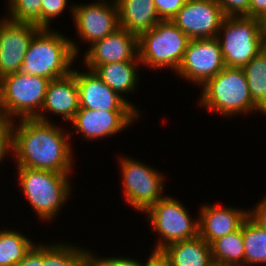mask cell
<instances>
[{
  "instance_id": "6da1fadb",
  "label": "cell",
  "mask_w": 266,
  "mask_h": 266,
  "mask_svg": "<svg viewBox=\"0 0 266 266\" xmlns=\"http://www.w3.org/2000/svg\"><path fill=\"white\" fill-rule=\"evenodd\" d=\"M18 125L16 128L13 124V154L17 167L71 174L73 150L68 141L69 133L65 134L63 128L54 123L36 119H21Z\"/></svg>"
},
{
  "instance_id": "7a4b0ae2",
  "label": "cell",
  "mask_w": 266,
  "mask_h": 266,
  "mask_svg": "<svg viewBox=\"0 0 266 266\" xmlns=\"http://www.w3.org/2000/svg\"><path fill=\"white\" fill-rule=\"evenodd\" d=\"M77 45L63 34L40 28L29 43L20 72L53 80L69 74Z\"/></svg>"
},
{
  "instance_id": "52a82bcc",
  "label": "cell",
  "mask_w": 266,
  "mask_h": 266,
  "mask_svg": "<svg viewBox=\"0 0 266 266\" xmlns=\"http://www.w3.org/2000/svg\"><path fill=\"white\" fill-rule=\"evenodd\" d=\"M191 39L171 20H161L138 37L140 64L150 68H179Z\"/></svg>"
},
{
  "instance_id": "e575fe53",
  "label": "cell",
  "mask_w": 266,
  "mask_h": 266,
  "mask_svg": "<svg viewBox=\"0 0 266 266\" xmlns=\"http://www.w3.org/2000/svg\"><path fill=\"white\" fill-rule=\"evenodd\" d=\"M266 13V0H250L249 17L261 19Z\"/></svg>"
},
{
  "instance_id": "8992f818",
  "label": "cell",
  "mask_w": 266,
  "mask_h": 266,
  "mask_svg": "<svg viewBox=\"0 0 266 266\" xmlns=\"http://www.w3.org/2000/svg\"><path fill=\"white\" fill-rule=\"evenodd\" d=\"M216 38L227 67L242 68L264 49V33L258 18L225 16Z\"/></svg>"
},
{
  "instance_id": "44dd1931",
  "label": "cell",
  "mask_w": 266,
  "mask_h": 266,
  "mask_svg": "<svg viewBox=\"0 0 266 266\" xmlns=\"http://www.w3.org/2000/svg\"><path fill=\"white\" fill-rule=\"evenodd\" d=\"M138 63H141L139 56L132 61L98 65L92 71L112 90L122 96L121 93H131L135 90L139 75L138 67H136Z\"/></svg>"
},
{
  "instance_id": "603a6c76",
  "label": "cell",
  "mask_w": 266,
  "mask_h": 266,
  "mask_svg": "<svg viewBox=\"0 0 266 266\" xmlns=\"http://www.w3.org/2000/svg\"><path fill=\"white\" fill-rule=\"evenodd\" d=\"M253 103L266 115V50L242 67Z\"/></svg>"
},
{
  "instance_id": "ab89813d",
  "label": "cell",
  "mask_w": 266,
  "mask_h": 266,
  "mask_svg": "<svg viewBox=\"0 0 266 266\" xmlns=\"http://www.w3.org/2000/svg\"><path fill=\"white\" fill-rule=\"evenodd\" d=\"M6 19L7 18H4V19L0 20V29H1V26L3 25V23L5 22Z\"/></svg>"
},
{
  "instance_id": "4dcf8cb0",
  "label": "cell",
  "mask_w": 266,
  "mask_h": 266,
  "mask_svg": "<svg viewBox=\"0 0 266 266\" xmlns=\"http://www.w3.org/2000/svg\"><path fill=\"white\" fill-rule=\"evenodd\" d=\"M187 0H154L161 20H172Z\"/></svg>"
},
{
  "instance_id": "30bf717a",
  "label": "cell",
  "mask_w": 266,
  "mask_h": 266,
  "mask_svg": "<svg viewBox=\"0 0 266 266\" xmlns=\"http://www.w3.org/2000/svg\"><path fill=\"white\" fill-rule=\"evenodd\" d=\"M225 67L217 38L191 39L184 52L177 75L201 87Z\"/></svg>"
},
{
  "instance_id": "7c38bea8",
  "label": "cell",
  "mask_w": 266,
  "mask_h": 266,
  "mask_svg": "<svg viewBox=\"0 0 266 266\" xmlns=\"http://www.w3.org/2000/svg\"><path fill=\"white\" fill-rule=\"evenodd\" d=\"M106 1L108 0H98L94 4L87 5L74 4L71 7L77 35L83 42L86 41L92 45L120 28L116 2L113 0L110 4Z\"/></svg>"
},
{
  "instance_id": "f1b7e54d",
  "label": "cell",
  "mask_w": 266,
  "mask_h": 266,
  "mask_svg": "<svg viewBox=\"0 0 266 266\" xmlns=\"http://www.w3.org/2000/svg\"><path fill=\"white\" fill-rule=\"evenodd\" d=\"M13 123V119L0 117V164L7 154L13 152Z\"/></svg>"
},
{
  "instance_id": "d4e9b609",
  "label": "cell",
  "mask_w": 266,
  "mask_h": 266,
  "mask_svg": "<svg viewBox=\"0 0 266 266\" xmlns=\"http://www.w3.org/2000/svg\"><path fill=\"white\" fill-rule=\"evenodd\" d=\"M245 266L266 263V230L249 216L242 223Z\"/></svg>"
},
{
  "instance_id": "484cf974",
  "label": "cell",
  "mask_w": 266,
  "mask_h": 266,
  "mask_svg": "<svg viewBox=\"0 0 266 266\" xmlns=\"http://www.w3.org/2000/svg\"><path fill=\"white\" fill-rule=\"evenodd\" d=\"M88 250L67 244H43L44 266H87Z\"/></svg>"
},
{
  "instance_id": "83f0119b",
  "label": "cell",
  "mask_w": 266,
  "mask_h": 266,
  "mask_svg": "<svg viewBox=\"0 0 266 266\" xmlns=\"http://www.w3.org/2000/svg\"><path fill=\"white\" fill-rule=\"evenodd\" d=\"M41 28H50L53 18L64 12L67 0H41ZM51 20V21H50Z\"/></svg>"
},
{
  "instance_id": "ac0fdd59",
  "label": "cell",
  "mask_w": 266,
  "mask_h": 266,
  "mask_svg": "<svg viewBox=\"0 0 266 266\" xmlns=\"http://www.w3.org/2000/svg\"><path fill=\"white\" fill-rule=\"evenodd\" d=\"M200 210L199 236L209 245L237 231L248 217V211L240 208L205 204Z\"/></svg>"
},
{
  "instance_id": "ffe728a7",
  "label": "cell",
  "mask_w": 266,
  "mask_h": 266,
  "mask_svg": "<svg viewBox=\"0 0 266 266\" xmlns=\"http://www.w3.org/2000/svg\"><path fill=\"white\" fill-rule=\"evenodd\" d=\"M170 266H209L213 263L211 245L199 235L169 244L161 251Z\"/></svg>"
},
{
  "instance_id": "d6a6232c",
  "label": "cell",
  "mask_w": 266,
  "mask_h": 266,
  "mask_svg": "<svg viewBox=\"0 0 266 266\" xmlns=\"http://www.w3.org/2000/svg\"><path fill=\"white\" fill-rule=\"evenodd\" d=\"M17 266H44L43 246L34 245L25 258Z\"/></svg>"
},
{
  "instance_id": "4316f807",
  "label": "cell",
  "mask_w": 266,
  "mask_h": 266,
  "mask_svg": "<svg viewBox=\"0 0 266 266\" xmlns=\"http://www.w3.org/2000/svg\"><path fill=\"white\" fill-rule=\"evenodd\" d=\"M8 2L9 19L32 23L41 28V0H8Z\"/></svg>"
},
{
  "instance_id": "8fae6325",
  "label": "cell",
  "mask_w": 266,
  "mask_h": 266,
  "mask_svg": "<svg viewBox=\"0 0 266 266\" xmlns=\"http://www.w3.org/2000/svg\"><path fill=\"white\" fill-rule=\"evenodd\" d=\"M225 15L216 0H187L171 20L190 39L216 38Z\"/></svg>"
},
{
  "instance_id": "e0dca14e",
  "label": "cell",
  "mask_w": 266,
  "mask_h": 266,
  "mask_svg": "<svg viewBox=\"0 0 266 266\" xmlns=\"http://www.w3.org/2000/svg\"><path fill=\"white\" fill-rule=\"evenodd\" d=\"M78 110V88L75 70L72 69L69 74L50 80L41 112L34 119L50 122L44 112L51 111L53 114L61 115L64 120L70 122Z\"/></svg>"
},
{
  "instance_id": "f546056e",
  "label": "cell",
  "mask_w": 266,
  "mask_h": 266,
  "mask_svg": "<svg viewBox=\"0 0 266 266\" xmlns=\"http://www.w3.org/2000/svg\"><path fill=\"white\" fill-rule=\"evenodd\" d=\"M225 16L249 17L250 0H216Z\"/></svg>"
},
{
  "instance_id": "836d02e7",
  "label": "cell",
  "mask_w": 266,
  "mask_h": 266,
  "mask_svg": "<svg viewBox=\"0 0 266 266\" xmlns=\"http://www.w3.org/2000/svg\"><path fill=\"white\" fill-rule=\"evenodd\" d=\"M248 216L266 230V198L261 200L254 209L248 211Z\"/></svg>"
},
{
  "instance_id": "2e32d148",
  "label": "cell",
  "mask_w": 266,
  "mask_h": 266,
  "mask_svg": "<svg viewBox=\"0 0 266 266\" xmlns=\"http://www.w3.org/2000/svg\"><path fill=\"white\" fill-rule=\"evenodd\" d=\"M137 111H104L79 108L70 122L87 140L103 139L121 132L138 118Z\"/></svg>"
},
{
  "instance_id": "9c48e42d",
  "label": "cell",
  "mask_w": 266,
  "mask_h": 266,
  "mask_svg": "<svg viewBox=\"0 0 266 266\" xmlns=\"http://www.w3.org/2000/svg\"><path fill=\"white\" fill-rule=\"evenodd\" d=\"M120 161L126 201L133 209L144 213L164 197L163 176L153 167L132 158L121 157Z\"/></svg>"
},
{
  "instance_id": "1f68e13d",
  "label": "cell",
  "mask_w": 266,
  "mask_h": 266,
  "mask_svg": "<svg viewBox=\"0 0 266 266\" xmlns=\"http://www.w3.org/2000/svg\"><path fill=\"white\" fill-rule=\"evenodd\" d=\"M87 266H139V262L130 258L108 257L97 258L91 252L87 253Z\"/></svg>"
},
{
  "instance_id": "d590c367",
  "label": "cell",
  "mask_w": 266,
  "mask_h": 266,
  "mask_svg": "<svg viewBox=\"0 0 266 266\" xmlns=\"http://www.w3.org/2000/svg\"><path fill=\"white\" fill-rule=\"evenodd\" d=\"M139 266H170V263L161 252L152 251L147 262L145 264L139 262Z\"/></svg>"
},
{
  "instance_id": "ba28073f",
  "label": "cell",
  "mask_w": 266,
  "mask_h": 266,
  "mask_svg": "<svg viewBox=\"0 0 266 266\" xmlns=\"http://www.w3.org/2000/svg\"><path fill=\"white\" fill-rule=\"evenodd\" d=\"M145 213L151 222V227L160 236L153 249L154 252H160L171 243L199 235V219L193 221L186 207L173 197H162Z\"/></svg>"
},
{
  "instance_id": "3957f363",
  "label": "cell",
  "mask_w": 266,
  "mask_h": 266,
  "mask_svg": "<svg viewBox=\"0 0 266 266\" xmlns=\"http://www.w3.org/2000/svg\"><path fill=\"white\" fill-rule=\"evenodd\" d=\"M200 105L219 115L231 116L260 109L253 103L245 73L241 67L225 66L202 87Z\"/></svg>"
},
{
  "instance_id": "5b68a950",
  "label": "cell",
  "mask_w": 266,
  "mask_h": 266,
  "mask_svg": "<svg viewBox=\"0 0 266 266\" xmlns=\"http://www.w3.org/2000/svg\"><path fill=\"white\" fill-rule=\"evenodd\" d=\"M49 82L45 77L21 72L1 78L0 117L34 119L41 111Z\"/></svg>"
},
{
  "instance_id": "f35d334b",
  "label": "cell",
  "mask_w": 266,
  "mask_h": 266,
  "mask_svg": "<svg viewBox=\"0 0 266 266\" xmlns=\"http://www.w3.org/2000/svg\"><path fill=\"white\" fill-rule=\"evenodd\" d=\"M209 266H225V265H221V264H218V263H215V262H213L211 265H209Z\"/></svg>"
},
{
  "instance_id": "cb8c5ba5",
  "label": "cell",
  "mask_w": 266,
  "mask_h": 266,
  "mask_svg": "<svg viewBox=\"0 0 266 266\" xmlns=\"http://www.w3.org/2000/svg\"><path fill=\"white\" fill-rule=\"evenodd\" d=\"M34 245L21 232L0 230V266H17Z\"/></svg>"
},
{
  "instance_id": "d6986e66",
  "label": "cell",
  "mask_w": 266,
  "mask_h": 266,
  "mask_svg": "<svg viewBox=\"0 0 266 266\" xmlns=\"http://www.w3.org/2000/svg\"><path fill=\"white\" fill-rule=\"evenodd\" d=\"M118 8L119 26L140 36L161 21L154 0H115Z\"/></svg>"
},
{
  "instance_id": "7402d4cb",
  "label": "cell",
  "mask_w": 266,
  "mask_h": 266,
  "mask_svg": "<svg viewBox=\"0 0 266 266\" xmlns=\"http://www.w3.org/2000/svg\"><path fill=\"white\" fill-rule=\"evenodd\" d=\"M212 261L225 266H245L242 225L237 230L211 244Z\"/></svg>"
},
{
  "instance_id": "9a60e30c",
  "label": "cell",
  "mask_w": 266,
  "mask_h": 266,
  "mask_svg": "<svg viewBox=\"0 0 266 266\" xmlns=\"http://www.w3.org/2000/svg\"><path fill=\"white\" fill-rule=\"evenodd\" d=\"M79 108L104 111H138L126 98L105 84L95 73L75 70Z\"/></svg>"
},
{
  "instance_id": "277c9868",
  "label": "cell",
  "mask_w": 266,
  "mask_h": 266,
  "mask_svg": "<svg viewBox=\"0 0 266 266\" xmlns=\"http://www.w3.org/2000/svg\"><path fill=\"white\" fill-rule=\"evenodd\" d=\"M18 171L22 191L38 217L53 219L70 195V175L27 167H18Z\"/></svg>"
},
{
  "instance_id": "8d00e7d4",
  "label": "cell",
  "mask_w": 266,
  "mask_h": 266,
  "mask_svg": "<svg viewBox=\"0 0 266 266\" xmlns=\"http://www.w3.org/2000/svg\"><path fill=\"white\" fill-rule=\"evenodd\" d=\"M261 22V28L263 32H266V13L265 15L260 19Z\"/></svg>"
},
{
  "instance_id": "5bb4252c",
  "label": "cell",
  "mask_w": 266,
  "mask_h": 266,
  "mask_svg": "<svg viewBox=\"0 0 266 266\" xmlns=\"http://www.w3.org/2000/svg\"><path fill=\"white\" fill-rule=\"evenodd\" d=\"M90 46L83 62L91 71L98 65L132 61L139 56L138 36L121 27Z\"/></svg>"
},
{
  "instance_id": "74e56055",
  "label": "cell",
  "mask_w": 266,
  "mask_h": 266,
  "mask_svg": "<svg viewBox=\"0 0 266 266\" xmlns=\"http://www.w3.org/2000/svg\"><path fill=\"white\" fill-rule=\"evenodd\" d=\"M263 33H264V49L266 50V32Z\"/></svg>"
},
{
  "instance_id": "4fadbf2b",
  "label": "cell",
  "mask_w": 266,
  "mask_h": 266,
  "mask_svg": "<svg viewBox=\"0 0 266 266\" xmlns=\"http://www.w3.org/2000/svg\"><path fill=\"white\" fill-rule=\"evenodd\" d=\"M39 29L35 24L7 17L0 29V79L20 72L29 43Z\"/></svg>"
}]
</instances>
